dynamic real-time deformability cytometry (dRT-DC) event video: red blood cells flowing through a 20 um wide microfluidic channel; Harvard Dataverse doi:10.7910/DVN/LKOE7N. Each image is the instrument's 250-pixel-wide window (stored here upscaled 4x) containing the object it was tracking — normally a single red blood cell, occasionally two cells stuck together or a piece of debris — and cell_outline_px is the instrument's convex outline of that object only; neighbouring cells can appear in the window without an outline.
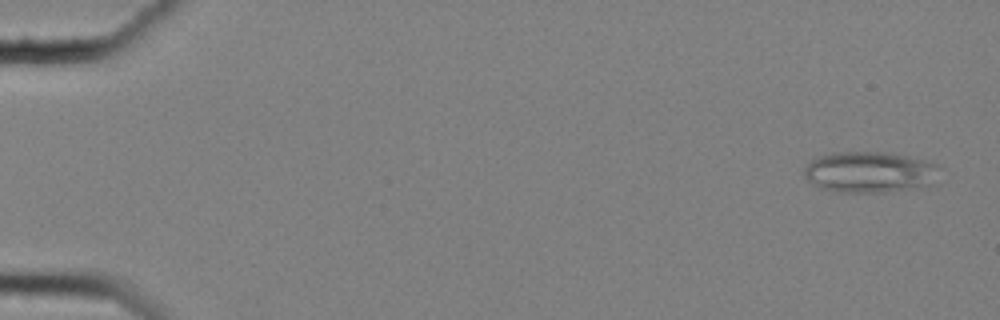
{"species": "common noctule bat (a hibernating species)", "species_latin": "Nyctalus noctula", "temperature_condition": "cold", "stored_images_in_passage": 58, "camera_frame_rate_fps": 3000, "um_per_image_px": 0.085, "animal": {"sex": "female", "body_mass_g": 25.1}, "frame": {"image": 1, "passage_image": 3, "time_ms": 0.667, "image_size_px": [1000, 320], "cell_outline_px": [[944, 168], [932, 184], [884, 192], [836, 192], [820, 188], [812, 184], [804, 176], [804, 168], [812, 160], [820, 156], [836, 152], [888, 152], [908, 156], [924, 160], [936, 164]], "centroid_in_image_um": [73.94, 14.62], "position_along_channel_um": 11.1, "area_um2": 32.48}}
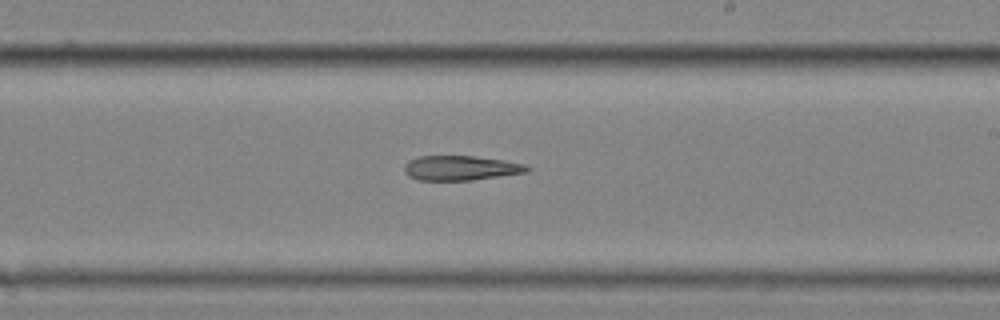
{"frame": {"image": 2, "passage_image": 36, "time_ms": 11.667, "image_size_px": [1000, 320], "cell_outline_px": [[532, 168], [528, 172], [472, 180], [420, 180], [408, 176], [404, 172], [404, 164], [408, 160], [416, 156], [476, 156], [504, 160], [524, 164]], "centroid_in_image_um": [39.14, 14.27], "position_along_channel_um": 249.9, "area_um2": 17.8}}
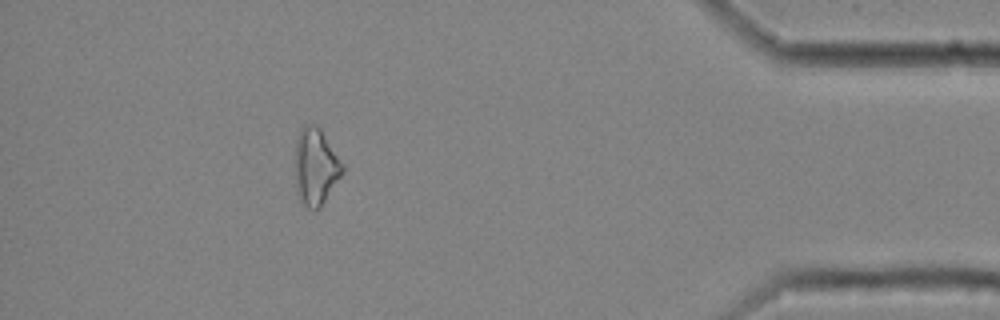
{"frame": {"image": 3, "passage_image": 53, "time_ms": 17.333, "image_size_px": [1000, 320], "cell_outline_px": [[344, 168], [340, 176], [320, 208], [308, 208], [300, 200], [296, 188], [296, 140], [300, 128], [304, 124], [316, 124], [320, 128], [344, 164]], "centroid_in_image_um": [26.83, 14.13], "position_along_channel_um": 408.4, "area_um2": 20.92}}